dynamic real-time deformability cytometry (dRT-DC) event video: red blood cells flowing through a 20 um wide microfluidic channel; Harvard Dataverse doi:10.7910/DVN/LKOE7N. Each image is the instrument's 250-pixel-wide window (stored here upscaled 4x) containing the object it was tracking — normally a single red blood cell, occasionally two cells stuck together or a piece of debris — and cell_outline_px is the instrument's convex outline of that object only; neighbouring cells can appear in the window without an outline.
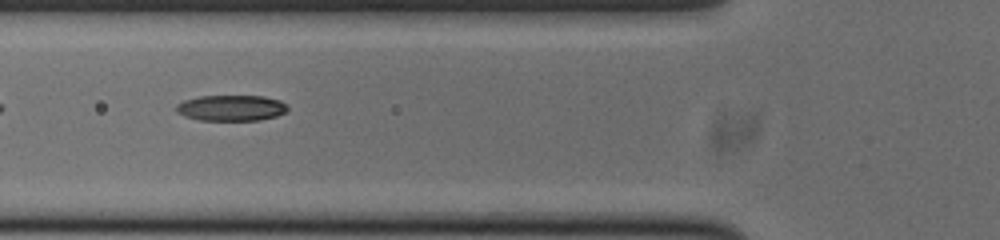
{"species": "common noctule bat (a hibernating species)", "species_latin": "Nyctalus noctula", "temperature_condition": "cold", "stored_images_in_passage": 27, "camera_frame_rate_fps": 3000, "um_per_image_px": 0.085, "animal": {"sex": "male", "body_mass_g": 20.0, "forearm_length_mm": 53.3}, "frame": {"image": 1, "passage_image": 5, "time_ms": 1.333, "image_size_px": [1000, 240], "cell_outline_px": [[288, 108], [284, 112], [276, 116], [260, 120], [200, 120], [184, 116], [176, 112], [176, 104], [184, 100], [200, 96], [264, 96], [280, 100]], "centroid_in_image_um": [19.62, 9.17], "position_along_channel_um": 106.2, "area_um2": 16.7}}
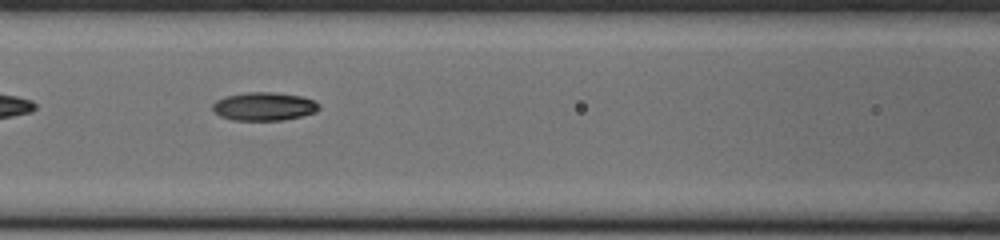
{"frame": {"image": 2, "passage_image": 8, "time_ms": 2.333, "image_size_px": [1000, 240], "cell_outline_px": [[320, 108], [316, 112], [300, 116], [280, 120], [232, 120], [220, 116], [212, 108], [212, 104], [216, 100], [224, 96], [248, 92], [272, 92], [300, 96], [312, 100], [320, 104]], "centroid_in_image_um": [22.42, 9.04], "position_along_channel_um": 144.2, "area_um2": 17.46}, "authors_computed_cell_mechanics": {"area_um2": 17.051, "velocity_mm_per_s": 3.7777, "shape_relaxation_time_tau1_ms": 5.1673, "shape_relaxation_time_tau2_ms": 3.3903, "deformation_change_tau1": 0.1807, "deformation_change_tau2": 0.0638}}